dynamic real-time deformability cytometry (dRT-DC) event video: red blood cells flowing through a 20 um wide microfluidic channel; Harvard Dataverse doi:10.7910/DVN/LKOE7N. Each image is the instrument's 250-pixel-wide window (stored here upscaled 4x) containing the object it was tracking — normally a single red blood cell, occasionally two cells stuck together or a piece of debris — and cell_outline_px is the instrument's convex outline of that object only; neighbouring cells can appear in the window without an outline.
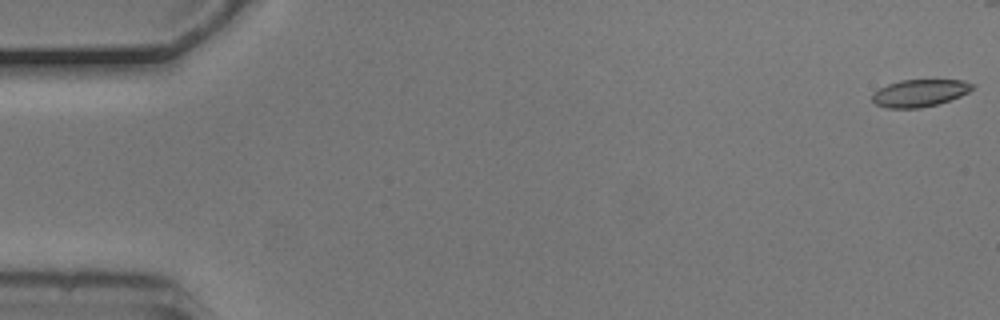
{"species": "common noctule bat (a hibernating species)", "species_latin": "Nyctalus noctula", "temperature_condition": "cold", "stored_images_in_passage": 6, "camera_frame_rate_fps": 3000, "um_per_image_px": 0.085, "animal": {"sex": "male", "body_mass_g": 20.5, "forearm_length_mm": 52.5}, "frame": {"image": 1, "passage_image": 1, "time_ms": 0.0, "image_size_px": [1000, 320], "cell_outline_px": [[976, 88], [960, 96], [936, 104], [920, 108], [888, 108], [876, 104], [872, 100], [872, 92], [888, 84], [900, 80], [964, 80], [976, 84]], "centroid_in_image_um": [78.2, 7.89], "position_along_channel_um": 6.8, "area_um2": 15.95}}
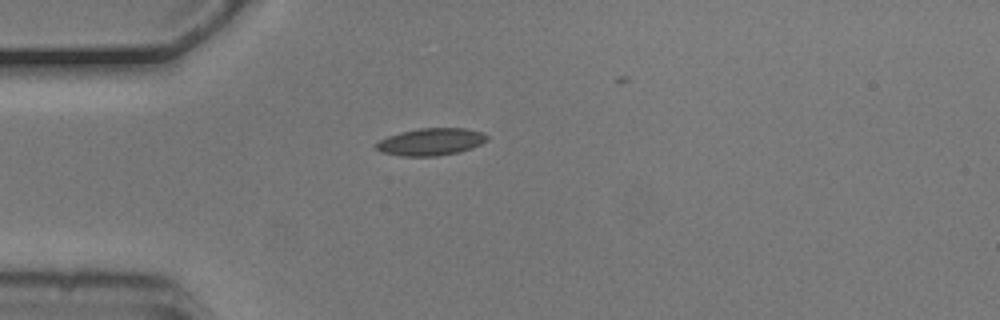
{"frame": {"image": 2, "passage_image": 5, "time_ms": 1.333, "image_size_px": [1000, 320], "cell_outline_px": [[488, 140], [472, 148], [460, 152], [436, 156], [400, 156], [380, 152], [376, 148], [376, 144], [380, 140], [388, 136], [400, 132], [420, 128], [464, 128], [484, 132], [488, 136]], "centroid_in_image_um": [36.65, 12.05], "position_along_channel_um": 48.4, "area_um2": 17.69}}